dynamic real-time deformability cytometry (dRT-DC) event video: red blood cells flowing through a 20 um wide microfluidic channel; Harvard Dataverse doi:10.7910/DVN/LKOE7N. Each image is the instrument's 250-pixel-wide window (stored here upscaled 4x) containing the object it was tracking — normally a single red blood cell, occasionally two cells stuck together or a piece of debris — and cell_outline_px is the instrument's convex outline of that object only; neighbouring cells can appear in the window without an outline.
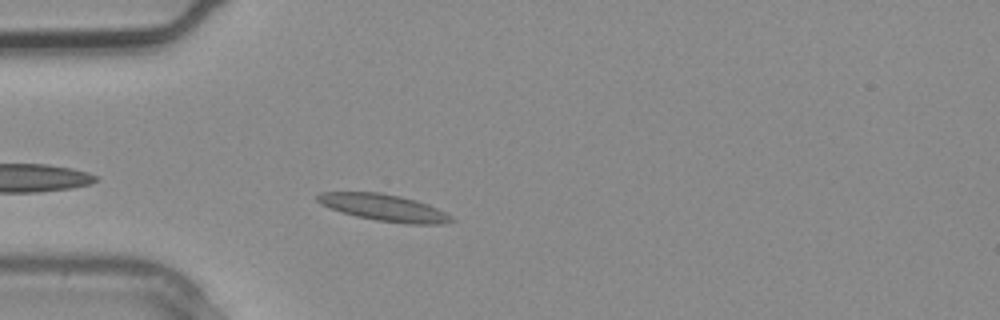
{"species": "common noctule bat (a hibernating species)", "species_latin": "Nyctalus noctula", "temperature_condition": "warm", "stored_images_in_passage": 2, "camera_frame_rate_fps": 3000, "um_per_image_px": 0.085, "animal": {"sex": "male", "body_mass_g": 20.4}, "frame": {"image": 1, "passage_image": 2, "time_ms": 0.333, "image_size_px": [1000, 320], "cell_outline_px": [[456, 220], [440, 224], [408, 224], [376, 220], [356, 216], [320, 204], [316, 200], [316, 196], [320, 192], [380, 192], [400, 196], [416, 200], [428, 204], [452, 216]], "centroid_in_image_um": [32.65, 17.64], "position_along_channel_um": 52.3, "area_um2": 20.75}}